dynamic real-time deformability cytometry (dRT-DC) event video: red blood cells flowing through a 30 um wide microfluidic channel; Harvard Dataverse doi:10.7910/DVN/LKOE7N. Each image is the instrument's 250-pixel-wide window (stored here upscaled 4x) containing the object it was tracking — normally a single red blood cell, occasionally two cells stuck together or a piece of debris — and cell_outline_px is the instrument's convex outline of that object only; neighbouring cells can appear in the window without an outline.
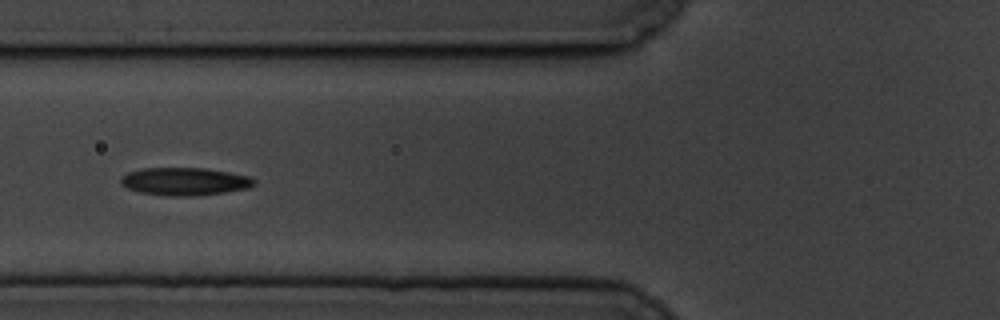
{"species": "common noctule bat (a hibernating species)", "species_latin": "Nyctalus noctula", "temperature_condition": "cold", "stored_images_in_passage": 9, "camera_frame_rate_fps": 3000, "um_per_image_px": 0.085, "animal": {"sex": "male", "body_mass_g": 19.5, "forearm_length_mm": 54.6}, "frame": {"image": 1, "passage_image": 6, "time_ms": 6.667, "image_size_px": [1000, 320], "cell_outline_px": [[256, 184], [248, 188], [224, 192], [196, 196], [172, 196], [140, 192], [128, 188], [120, 184], [120, 176], [128, 172], [144, 168], [204, 168], [252, 176], [256, 180]], "centroid_in_image_um": [15.72, 15.42], "position_along_channel_um": 110.1, "area_um2": 21.68}}
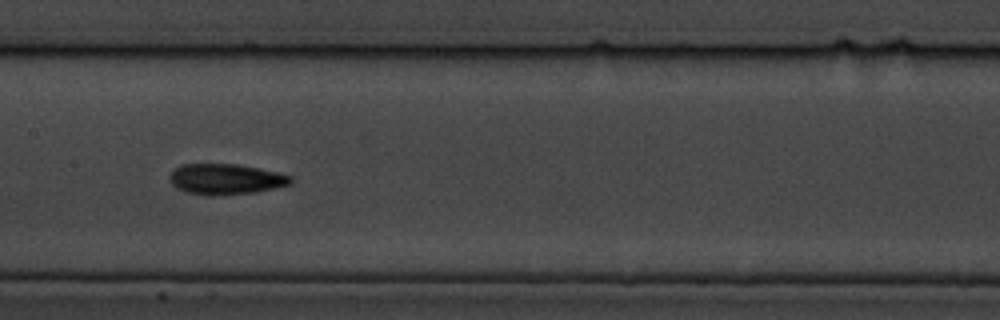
{"frame": {"image": 2, "passage_image": 8, "time_ms": 9.0, "image_size_px": [1000, 320], "cell_outline_px": [[292, 180], [288, 184], [276, 188], [256, 192], [216, 196], [208, 196], [184, 192], [176, 188], [172, 184], [172, 172], [180, 164], [236, 164], [280, 172], [292, 176]], "centroid_in_image_um": [19.21, 15.24], "position_along_channel_um": 188.2, "area_um2": 21.68}}
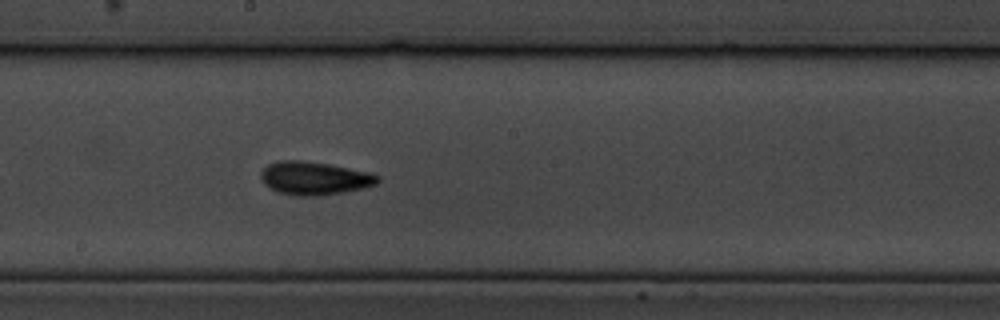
{"frame": {"image": 3, "passage_image": 9, "time_ms": 10.0, "image_size_px": [1000, 320], "cell_outline_px": [[380, 180], [376, 184], [364, 188], [344, 192], [316, 196], [292, 196], [276, 192], [264, 184], [260, 176], [260, 172], [268, 164], [280, 160], [300, 160], [328, 164], [372, 172], [380, 176]], "centroid_in_image_um": [26.72, 15.15], "position_along_channel_um": 221.5, "area_um2": 22.89}}